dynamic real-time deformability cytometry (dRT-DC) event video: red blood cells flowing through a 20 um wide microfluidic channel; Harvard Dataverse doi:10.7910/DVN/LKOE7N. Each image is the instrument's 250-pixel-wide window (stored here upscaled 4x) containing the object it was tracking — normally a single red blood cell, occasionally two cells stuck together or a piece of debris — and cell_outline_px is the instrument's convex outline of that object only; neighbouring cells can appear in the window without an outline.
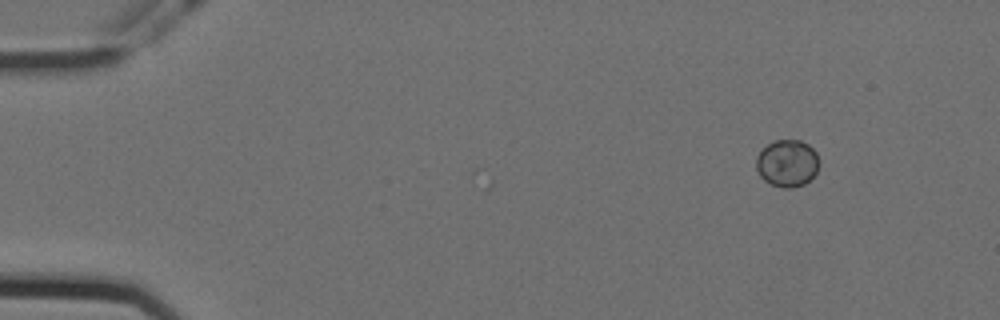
{"species": "Egyptian fruit bat (a non-hibernating species)", "species_latin": "Rousettus aegyptiacus", "temperature_condition": "cold", "stored_images_in_passage": 4, "camera_frame_rate_fps": 3000, "um_per_image_px": 0.085, "animal": {"sex": "female"}, "frame": {"image": 1, "passage_image": 1, "time_ms": 0.0, "image_size_px": [1000, 320], "cell_outline_px": [[820, 164], [816, 172], [804, 184], [792, 188], [784, 188], [772, 184], [764, 180], [760, 176], [756, 168], [756, 156], [768, 144], [776, 140], [800, 140], [808, 144], [816, 152], [820, 160]], "centroid_in_image_um": [66.93, 13.87], "position_along_channel_um": 18.1, "area_um2": 17.28}}